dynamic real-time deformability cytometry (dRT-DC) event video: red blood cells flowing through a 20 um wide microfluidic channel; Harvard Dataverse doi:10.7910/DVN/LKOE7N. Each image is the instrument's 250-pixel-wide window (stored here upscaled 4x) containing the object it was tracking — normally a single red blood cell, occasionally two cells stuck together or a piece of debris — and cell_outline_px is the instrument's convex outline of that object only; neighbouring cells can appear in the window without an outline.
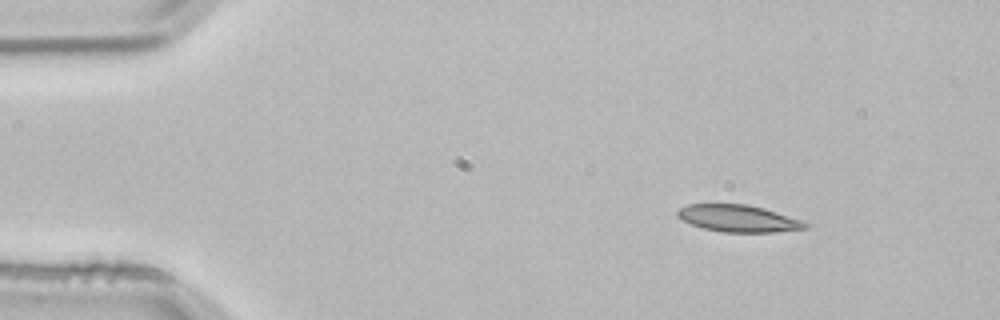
{"species": "common noctule bat (a hibernating species)", "species_latin": "Nyctalus noctula", "temperature_condition": "room temperature", "stored_images_in_passage": 3, "camera_frame_rate_fps": 3000, "um_per_image_px": 0.085, "animal": {"sex": "male", "body_mass_g": 21.5, "forearm_length_mm": 52.0}, "frame": {"image": 1, "passage_image": 1, "time_ms": 0.0, "image_size_px": [1000, 320], "cell_outline_px": [[808, 228], [772, 232], [724, 232], [704, 228], [692, 224], [676, 216], [676, 212], [680, 208], [688, 204], [748, 204], [764, 208], [800, 220], [808, 224]], "centroid_in_image_um": [62.74, 18.56], "position_along_channel_um": 22.3, "area_um2": 19.83}}
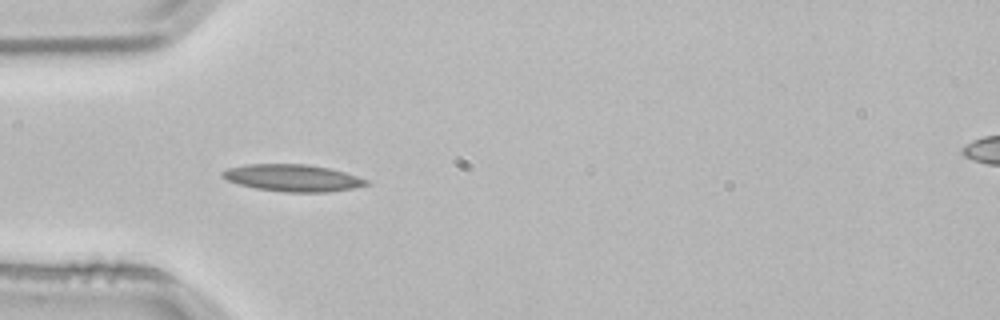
{"frame": {"image": 2, "passage_image": 3, "time_ms": 0.667, "image_size_px": [1000, 320], "cell_outline_px": [[372, 184], [352, 188], [324, 192], [284, 192], [256, 188], [240, 184], [228, 180], [220, 176], [220, 172], [228, 168], [244, 164], [308, 164], [328, 168], [344, 172], [368, 180]], "centroid_in_image_um": [24.86, 15.12], "position_along_channel_um": 60.1, "area_um2": 22.54}}